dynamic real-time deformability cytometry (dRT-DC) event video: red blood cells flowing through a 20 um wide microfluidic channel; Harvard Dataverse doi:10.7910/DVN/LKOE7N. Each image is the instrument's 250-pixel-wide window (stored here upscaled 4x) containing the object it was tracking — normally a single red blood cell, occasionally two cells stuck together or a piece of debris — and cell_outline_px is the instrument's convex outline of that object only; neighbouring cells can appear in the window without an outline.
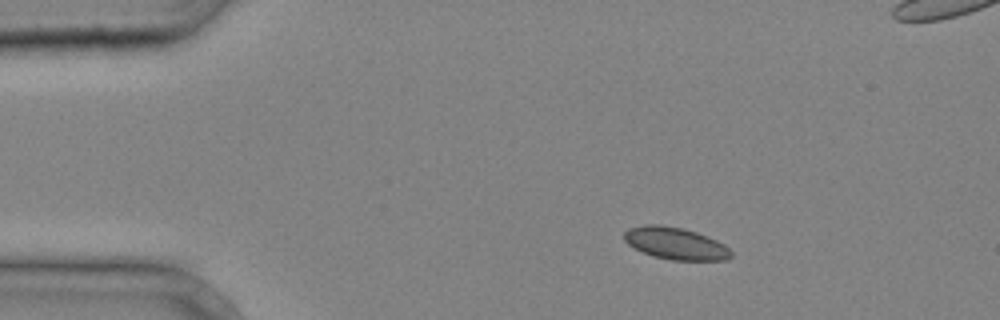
{"species": "common noctule bat (a hibernating species)", "species_latin": "Nyctalus noctula", "temperature_condition": "cold", "stored_images_in_passage": 3, "camera_frame_rate_fps": 3000, "um_per_image_px": 0.085, "animal": {"sex": "male", "body_mass_g": 20.4}, "frame": {"image": 1, "passage_image": 1, "time_ms": 0.0, "image_size_px": [1000, 320], "cell_outline_px": [[732, 256], [728, 260], [672, 260], [652, 256], [628, 244], [624, 240], [624, 232], [628, 228], [644, 224], [660, 224], [684, 228], [708, 236], [724, 244], [732, 252]], "centroid_in_image_um": [57.42, 20.68], "position_along_channel_um": 27.6, "area_um2": 20.11}}